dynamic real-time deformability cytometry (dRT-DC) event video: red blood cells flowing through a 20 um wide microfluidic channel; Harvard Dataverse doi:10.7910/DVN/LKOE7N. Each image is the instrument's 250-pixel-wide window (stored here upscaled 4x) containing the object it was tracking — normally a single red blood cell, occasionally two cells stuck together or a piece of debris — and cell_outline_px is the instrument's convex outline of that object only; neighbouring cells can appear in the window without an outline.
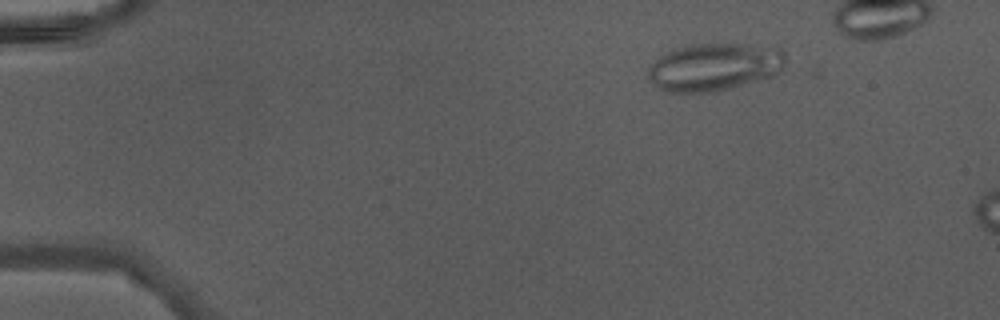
{"species": "Egyptian fruit bat (a non-hibernating species)", "species_latin": "Rousettus aegyptiacus", "temperature_condition": "warm", "stored_images_in_passage": 10, "camera_frame_rate_fps": 3000, "um_per_image_px": 0.085, "animal": {"sex": "male"}, "frame": {"image": 1, "passage_image": 5, "time_ms": 1.333, "image_size_px": [1000, 320], "cell_outline_px": [[784, 64], [780, 72], [772, 76], [728, 88], [712, 92], [664, 92], [648, 76], [648, 68], [660, 56], [676, 48], [688, 44], [736, 44], [780, 48], [784, 52]], "centroid_in_image_um": [60.71, 5.69], "position_along_channel_um": 24.3, "area_um2": 37.63}}